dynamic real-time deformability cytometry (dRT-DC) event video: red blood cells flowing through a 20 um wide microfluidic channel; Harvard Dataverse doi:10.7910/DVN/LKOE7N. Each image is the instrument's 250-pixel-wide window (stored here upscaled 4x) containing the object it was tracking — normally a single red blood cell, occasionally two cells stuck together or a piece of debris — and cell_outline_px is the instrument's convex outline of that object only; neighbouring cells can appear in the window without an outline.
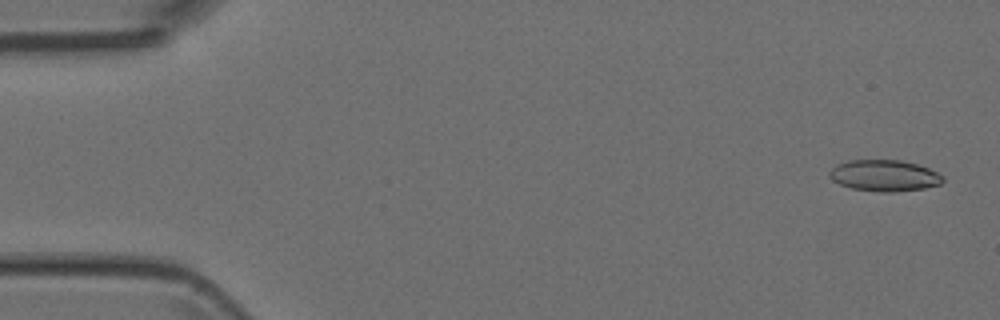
{"species": "Egyptian fruit bat (a non-hibernating species)", "species_latin": "Rousettus aegyptiacus", "temperature_condition": "room temperature", "stored_images_in_passage": 4, "camera_frame_rate_fps": 3000, "um_per_image_px": 0.085, "animal": {"sex": "female"}, "frame": {"image": 1, "passage_image": 1, "time_ms": 0.0, "image_size_px": [1000, 320], "cell_outline_px": [[944, 180], [940, 184], [924, 188], [892, 192], [880, 192], [852, 188], [840, 184], [832, 180], [828, 176], [828, 172], [836, 164], [848, 160], [900, 160], [916, 164], [928, 168], [944, 176]], "centroid_in_image_um": [75.14, 14.92], "position_along_channel_um": 9.9, "area_um2": 20.69}}
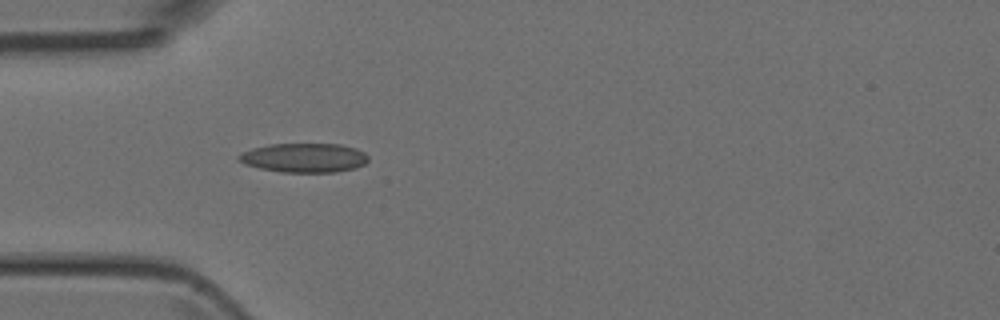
{"frame": {"image": 2, "passage_image": 4, "time_ms": 4.333, "image_size_px": [1000, 320], "cell_outline_px": [[368, 160], [364, 164], [356, 168], [336, 172], [280, 172], [260, 168], [244, 164], [236, 160], [236, 156], [240, 152], [252, 148], [268, 144], [340, 144], [356, 148], [364, 152], [368, 156]], "centroid_in_image_um": [25.81, 13.41], "position_along_channel_um": 59.2, "area_um2": 22.31}}